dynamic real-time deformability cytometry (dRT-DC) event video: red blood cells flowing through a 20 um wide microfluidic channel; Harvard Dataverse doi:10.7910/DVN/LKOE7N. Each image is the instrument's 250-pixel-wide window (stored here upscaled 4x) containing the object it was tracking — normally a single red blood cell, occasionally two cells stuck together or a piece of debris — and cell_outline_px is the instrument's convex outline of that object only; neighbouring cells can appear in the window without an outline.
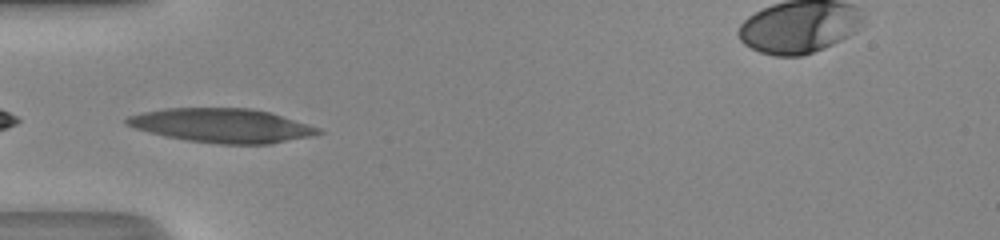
{"species": "human", "species_latin": "Homo sapiens", "temperature_condition": "room temperature", "stored_images_in_passage": 34, "segment_of_instrument_passage": [1, 2], "camera_frame_rate_fps": 3000, "um_per_image_px": 0.085, "donor": {"sex": "male"}, "frame": {"image": 1, "passage_image": 1, "time_ms": 0.0, "image_size_px": [1000, 240], "cell_outline_px": [[324, 132], [312, 136], [272, 144], [216, 144], [188, 140], [164, 136], [148, 132], [124, 124], [124, 120], [128, 116], [144, 112], [164, 108], [248, 108], [268, 112], [308, 124], [320, 128]], "centroid_in_image_um": [18.86, 10.68], "position_along_channel_um": 66.1, "area_um2": 37.97}}
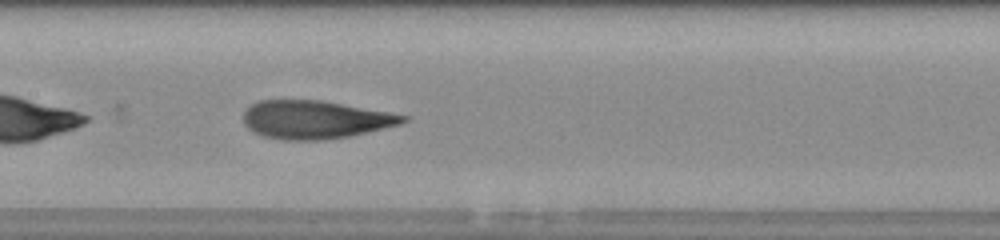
{"frame": {"image": 2, "passage_image": 9, "time_ms": 2.667, "image_size_px": [1000, 240], "cell_outline_px": [[408, 120], [400, 124], [384, 128], [348, 136], [320, 140], [284, 140], [264, 136], [252, 132], [244, 124], [244, 112], [252, 104], [260, 100], [320, 100], [388, 112], [408, 116]], "centroid_in_image_um": [26.76, 10.17], "position_along_channel_um": 180.6, "area_um2": 35.2}}
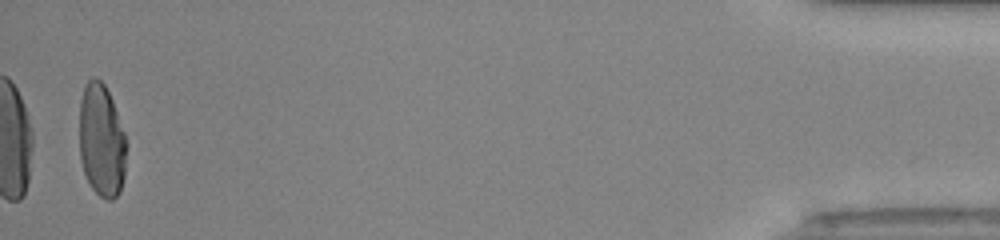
{"frame": {"image": 3, "passage_image": 32, "time_ms": 10.333, "image_size_px": [1000, 240], "cell_outline_px": [[128, 144], [124, 176], [120, 192], [112, 200], [104, 200], [92, 188], [84, 172], [80, 160], [80, 100], [84, 84], [92, 76], [96, 76], [104, 84], [112, 100], [124, 132]], "centroid_in_image_um": [8.64, 11.94], "position_along_channel_um": 426.6, "area_um2": 31.39}}